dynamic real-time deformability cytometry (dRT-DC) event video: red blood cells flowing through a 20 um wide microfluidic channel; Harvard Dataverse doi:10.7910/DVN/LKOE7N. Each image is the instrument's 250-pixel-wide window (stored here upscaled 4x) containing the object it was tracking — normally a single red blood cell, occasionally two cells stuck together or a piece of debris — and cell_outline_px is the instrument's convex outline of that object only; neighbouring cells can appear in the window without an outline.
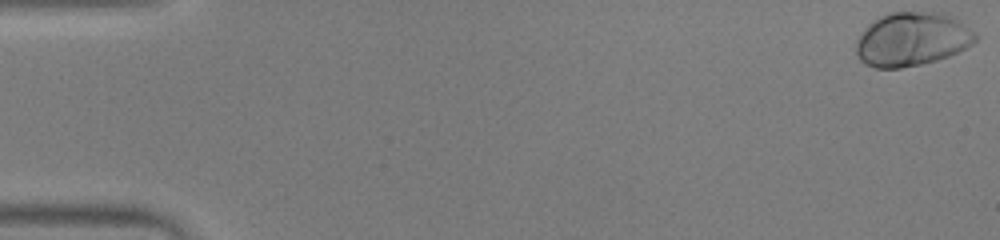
{"species": "human", "species_latin": "Homo sapiens", "temperature_condition": "warm", "stored_images_in_passage": 53, "camera_frame_rate_fps": 3000, "um_per_image_px": 0.085, "donor": {"sex": "male"}, "frame": {"image": 1, "passage_image": 1, "time_ms": 0.0, "image_size_px": [1000, 240], "cell_outline_px": [[976, 40], [972, 44], [948, 56], [936, 60], [920, 64], [900, 68], [876, 68], [864, 64], [860, 60], [856, 52], [856, 40], [864, 28], [872, 20], [888, 12], [944, 12], [956, 16], [976, 36]], "centroid_in_image_um": [77.48, 3.31], "position_along_channel_um": 7.5, "area_um2": 37.51}}
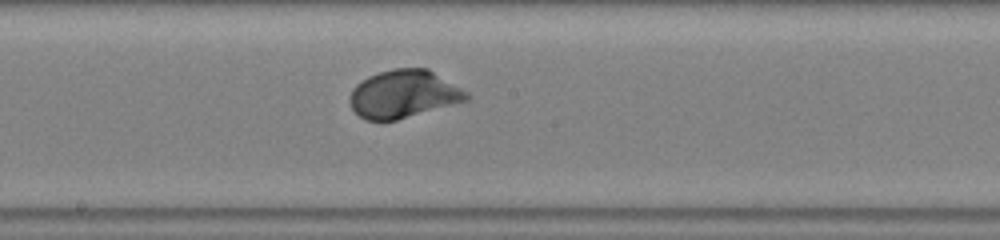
{"frame": {"image": 2, "passage_image": 29, "time_ms": 9.333, "image_size_px": [1000, 240], "cell_outline_px": [[468, 100], [396, 120], [364, 120], [352, 108], [348, 100], [348, 96], [352, 88], [356, 84], [368, 76], [380, 72], [396, 68], [428, 68], [468, 92]], "centroid_in_image_um": [34.27, 7.99], "position_along_channel_um": 213.9, "area_um2": 32.43}}
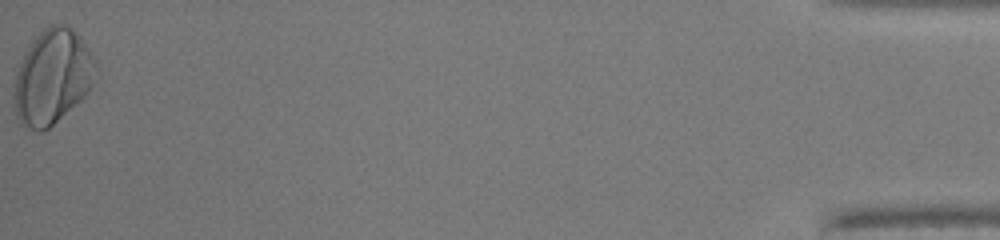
{"frame": {"image": 3, "passage_image": 53, "time_ms": 17.333, "image_size_px": [1000, 240], "cell_outline_px": [[96, 64], [92, 84], [88, 92], [80, 100], [48, 128], [40, 132], [24, 128], [20, 124], [16, 116], [12, 96], [16, 72], [32, 40], [48, 24], [64, 24], [80, 40], [92, 56]], "centroid_in_image_um": [4.38, 6.59], "position_along_channel_um": 430.8, "area_um2": 44.33}, "authors_computed_cell_mechanics": {"area_um2": 32.7726, "velocity_mm_per_s": 3.9435, "shape_relaxation_time_tau1_ms": 2.1822, "shape_relaxation_time_tau2_ms": null, "deformation_change_tau1": 0.1657, "deformation_change_tau2": null}}